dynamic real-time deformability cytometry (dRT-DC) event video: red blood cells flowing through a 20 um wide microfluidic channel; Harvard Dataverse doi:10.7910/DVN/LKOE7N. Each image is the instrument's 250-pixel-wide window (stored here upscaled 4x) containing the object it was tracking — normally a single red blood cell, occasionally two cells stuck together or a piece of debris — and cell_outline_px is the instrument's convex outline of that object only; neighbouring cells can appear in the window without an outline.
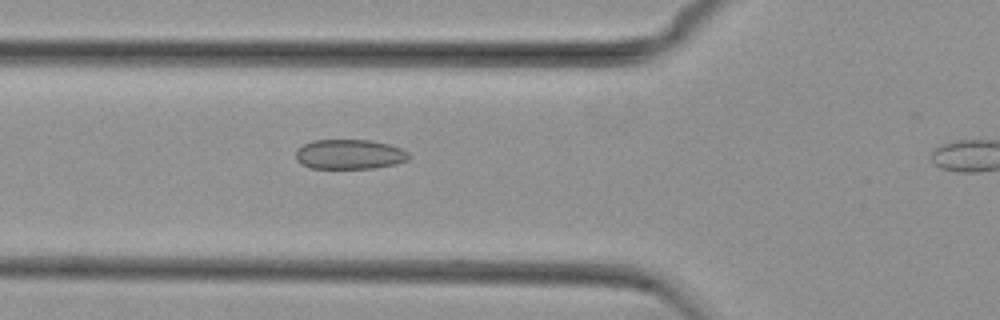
{"species": "common noctule bat (a hibernating species)", "species_latin": "Nyctalus noctula", "temperature_condition": "cold", "stored_images_in_passage": 4, "camera_frame_rate_fps": 3000, "um_per_image_px": 0.085, "animal": {"sex": "female", "body_mass_g": 29.2, "forearm_length_mm": 56.3}, "frame": {"image": 1, "passage_image": 3, "time_ms": 0.667, "image_size_px": [1000, 320], "cell_outline_px": [[412, 156], [408, 160], [396, 164], [376, 168], [312, 168], [300, 164], [296, 160], [296, 148], [312, 140], [368, 140], [388, 144], [400, 148], [408, 152]], "centroid_in_image_um": [29.7, 13.12], "position_along_channel_um": 96.1, "area_um2": 19.77}}